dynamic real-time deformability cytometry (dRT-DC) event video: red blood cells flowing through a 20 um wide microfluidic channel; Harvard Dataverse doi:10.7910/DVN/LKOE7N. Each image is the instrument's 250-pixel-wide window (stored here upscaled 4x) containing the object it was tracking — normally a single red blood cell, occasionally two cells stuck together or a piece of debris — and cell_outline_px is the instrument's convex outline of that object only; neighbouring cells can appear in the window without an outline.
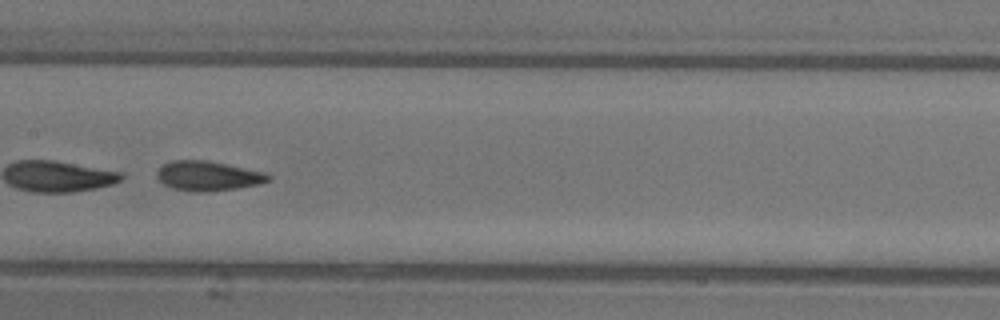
{"species": "common noctule bat (a hibernating species)", "species_latin": "Nyctalus noctula", "temperature_condition": "warm", "stored_images_in_passage": 46, "segment_of_instrument_passage": [2, 2], "camera_frame_rate_fps": 3000, "um_per_image_px": 0.085, "animal": {"sex": "female"}, "frame": {"image": 1, "passage_image": 24, "time_ms": 7.667, "image_size_px": [1000, 320], "cell_outline_px": [[272, 180], [260, 184], [236, 188], [204, 192], [196, 192], [172, 188], [164, 184], [156, 176], [156, 172], [164, 164], [172, 160], [208, 160], [268, 172], [272, 176]], "centroid_in_image_um": [17.74, 14.94], "position_along_channel_um": 189.7, "area_um2": 19.48}}
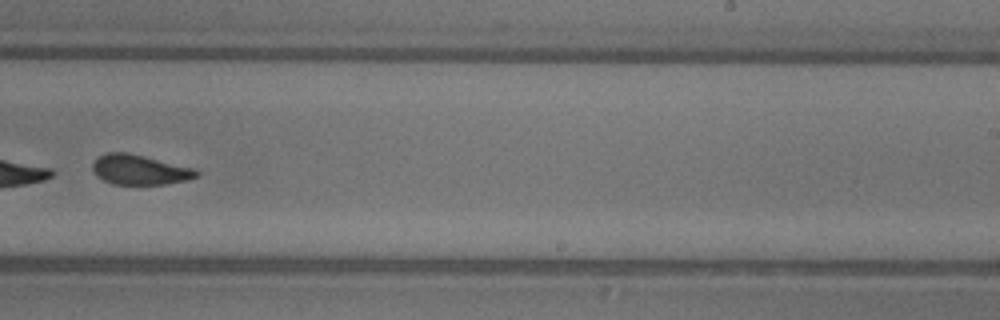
{"frame": {"image": 2, "passage_image": 30, "time_ms": 9.667, "image_size_px": [1000, 320], "cell_outline_px": [[200, 176], [188, 180], [164, 184], [112, 184], [96, 176], [92, 172], [92, 164], [100, 156], [108, 152], [128, 152], [196, 168], [200, 172]], "centroid_in_image_um": [11.91, 14.43], "position_along_channel_um": 277.1, "area_um2": 18.32}}